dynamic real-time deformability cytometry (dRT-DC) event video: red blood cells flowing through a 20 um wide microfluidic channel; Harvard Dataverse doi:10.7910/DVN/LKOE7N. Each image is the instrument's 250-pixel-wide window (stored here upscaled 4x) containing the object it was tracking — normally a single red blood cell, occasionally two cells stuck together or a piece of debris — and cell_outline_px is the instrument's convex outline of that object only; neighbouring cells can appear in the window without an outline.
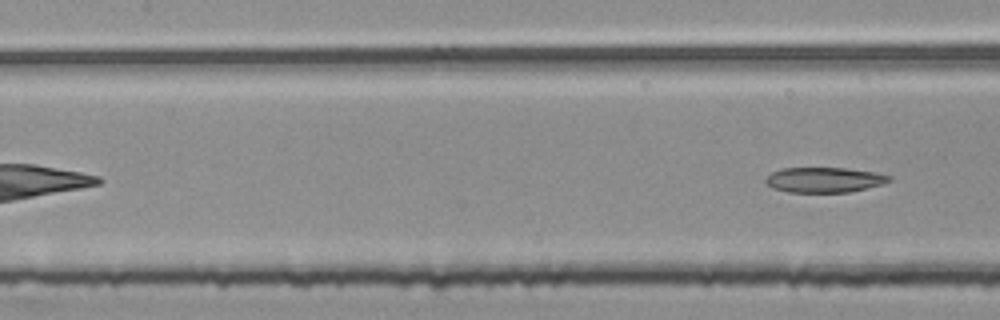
{"species": "common noctule bat (a hibernating species)", "species_latin": "Nyctalus noctula", "temperature_condition": "room temperature", "stored_images_in_passage": 5, "segment_of_instrument_passage": [2, 2], "camera_frame_rate_fps": 3000, "um_per_image_px": 0.085, "animal": {"sex": "female", "body_mass_g": 25.1}, "frame": {"image": 1, "passage_image": 5, "time_ms": 1.333, "image_size_px": [1000, 320], "cell_outline_px": [[892, 180], [884, 184], [848, 192], [788, 192], [772, 188], [764, 180], [772, 172], [780, 168], [848, 168], [876, 172], [892, 176]], "centroid_in_image_um": [70.09, 15.28], "position_along_channel_um": 137.3, "area_um2": 18.21}}